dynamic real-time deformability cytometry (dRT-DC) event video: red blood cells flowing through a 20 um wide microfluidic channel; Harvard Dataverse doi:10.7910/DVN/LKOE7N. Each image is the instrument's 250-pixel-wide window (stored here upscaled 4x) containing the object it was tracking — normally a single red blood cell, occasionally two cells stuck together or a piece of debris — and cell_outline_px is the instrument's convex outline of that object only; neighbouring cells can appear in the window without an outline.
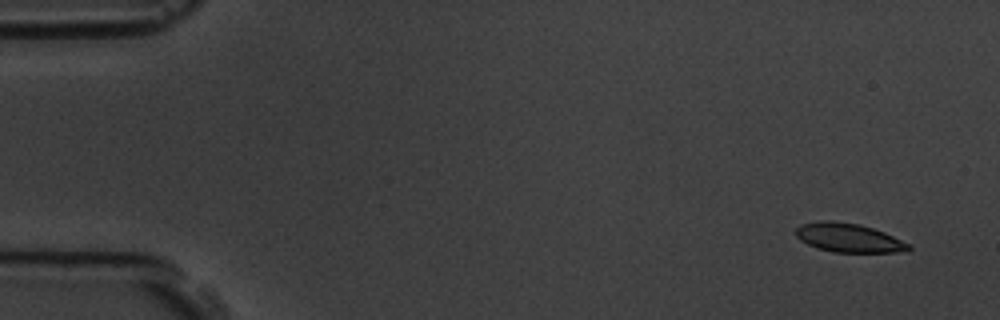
{"species": "common noctule bat (a hibernating species)", "species_latin": "Nyctalus noctula", "temperature_condition": "room temperature", "stored_images_in_passage": 5, "camera_frame_rate_fps": 3000, "um_per_image_px": 0.085, "animal": {"sex": "male", "body_mass_g": 19.5, "forearm_length_mm": 54.6}, "frame": {"image": 1, "passage_image": 1, "time_ms": 0.0, "image_size_px": [1000, 320], "cell_outline_px": [[912, 248], [908, 252], [832, 252], [816, 248], [800, 240], [796, 236], [796, 228], [800, 224], [820, 220], [832, 220], [860, 224], [884, 232], [912, 244]], "centroid_in_image_um": [72.16, 20.21], "position_along_channel_um": 12.8, "area_um2": 19.31}}
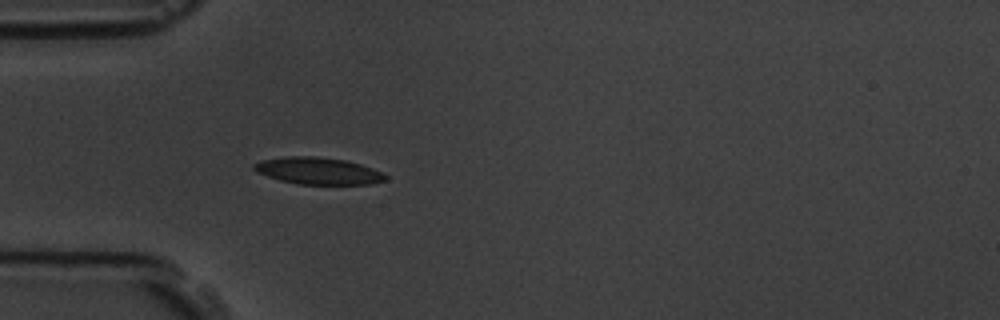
{"frame": {"image": 2, "passage_image": 5, "time_ms": 4.333, "image_size_px": [1000, 320], "cell_outline_px": [[388, 180], [372, 184], [296, 184], [280, 180], [256, 172], [252, 168], [252, 164], [260, 160], [288, 156], [316, 156], [344, 160], [360, 164], [372, 168], [388, 176]], "centroid_in_image_um": [27.02, 14.52], "position_along_channel_um": 58.0, "area_um2": 20.69}}